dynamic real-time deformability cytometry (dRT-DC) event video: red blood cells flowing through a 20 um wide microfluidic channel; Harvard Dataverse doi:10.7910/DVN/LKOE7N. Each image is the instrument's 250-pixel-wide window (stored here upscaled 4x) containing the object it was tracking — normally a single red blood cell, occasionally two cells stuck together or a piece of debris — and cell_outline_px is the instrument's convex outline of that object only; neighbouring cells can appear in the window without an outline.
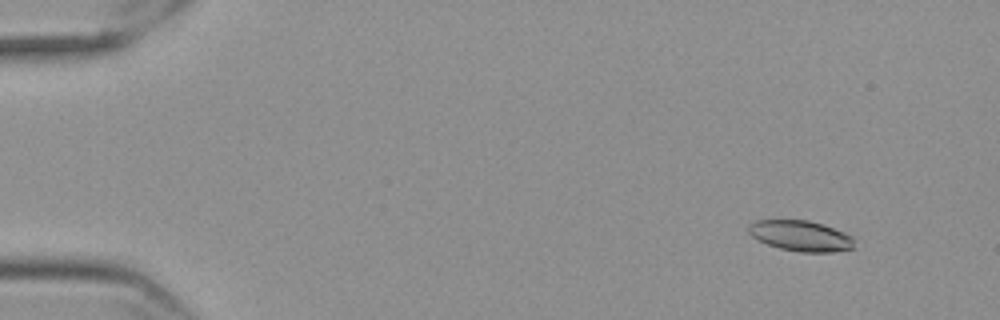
{"species": "Egyptian fruit bat (a non-hibernating species)", "species_latin": "Rousettus aegyptiacus", "temperature_condition": "cold", "stored_images_in_passage": 54, "camera_frame_rate_fps": 3000, "um_per_image_px": 0.085, "frame": {"image": 1, "passage_image": 2, "time_ms": 0.333, "image_size_px": [1000, 320], "cell_outline_px": [[856, 248], [832, 252], [800, 252], [780, 248], [768, 244], [752, 236], [748, 232], [748, 224], [756, 220], [808, 220], [824, 224], [844, 232], [852, 236]], "centroid_in_image_um": [68.09, 20.04], "position_along_channel_um": 16.9, "area_um2": 18.96}}
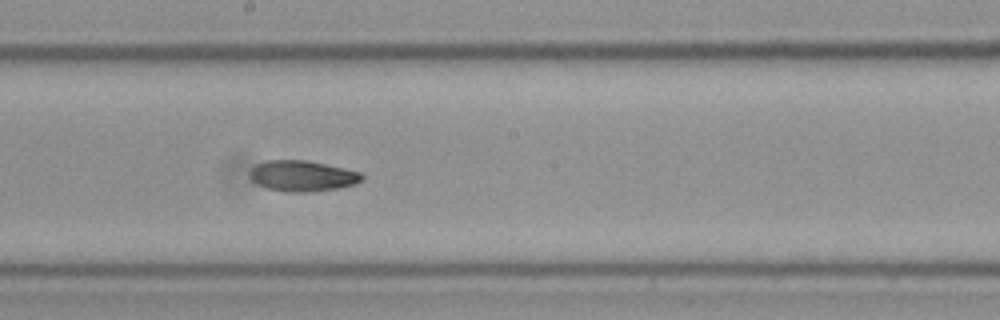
{"frame": {"image": 2, "passage_image": 29, "time_ms": 9.333, "image_size_px": [1000, 320], "cell_outline_px": [[364, 180], [356, 184], [336, 188], [312, 192], [288, 192], [264, 188], [252, 180], [252, 168], [256, 164], [264, 160], [304, 160], [344, 168], [360, 172], [364, 176]], "centroid_in_image_um": [25.72, 14.96], "position_along_channel_um": 222.5, "area_um2": 20.06}}
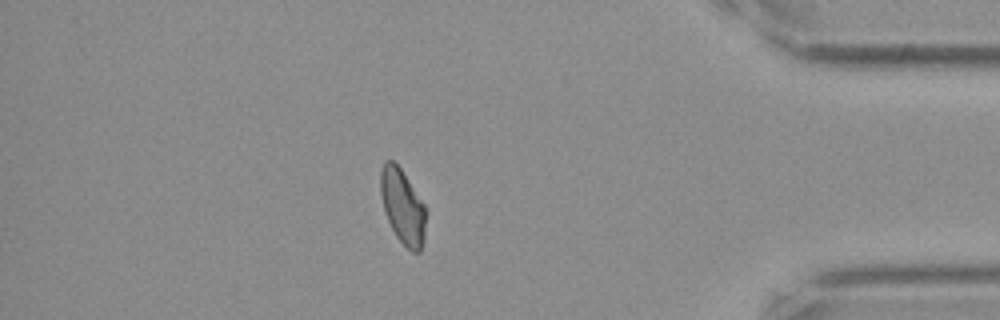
{"frame": {"image": 3, "passage_image": 47, "time_ms": 15.333, "image_size_px": [1000, 320], "cell_outline_px": [[428, 212], [424, 240], [420, 252], [412, 252], [396, 236], [384, 212], [380, 196], [380, 172], [384, 160], [392, 160], [400, 168], [428, 208]], "centroid_in_image_um": [34.25, 17.55], "position_along_channel_um": 400.9, "area_um2": 20.17}, "authors_computed_cell_mechanics": {"area_um2": 19.9988, "velocity_mm_per_s": 3.5562, "shape_relaxation_time_tau1_ms": null, "shape_relaxation_time_tau2_ms": 3.1529, "deformation_change_tau1": null, "deformation_change_tau2": 0.0829}}